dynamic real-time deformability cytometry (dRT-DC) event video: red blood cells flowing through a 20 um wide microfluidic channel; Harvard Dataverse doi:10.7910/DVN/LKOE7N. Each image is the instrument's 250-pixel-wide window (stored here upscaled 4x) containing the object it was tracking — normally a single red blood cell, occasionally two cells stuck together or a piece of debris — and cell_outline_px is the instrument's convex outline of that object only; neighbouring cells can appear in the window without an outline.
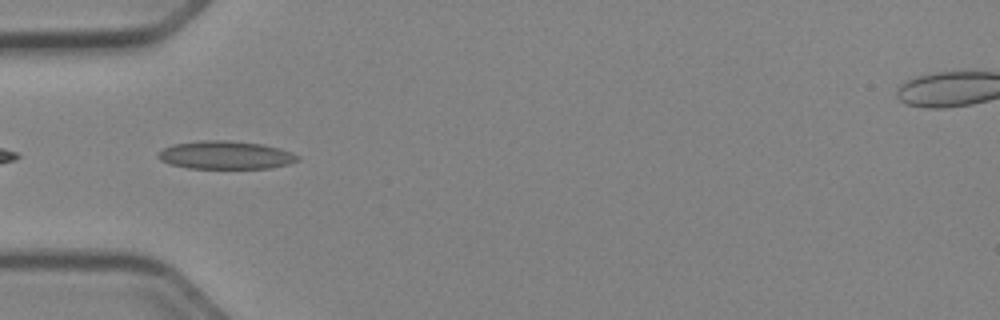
{"species": "Egyptian fruit bat (a non-hibernating species)", "species_latin": "Rousettus aegyptiacus", "temperature_condition": "cold", "stored_images_in_passage": 5, "camera_frame_rate_fps": 3000, "um_per_image_px": 0.085, "animal": {"sex": "female"}, "frame": {"image": 1, "passage_image": 2, "time_ms": 0.333, "image_size_px": [1000, 320], "cell_outline_px": [[300, 160], [288, 164], [268, 168], [188, 168], [172, 164], [160, 160], [156, 156], [156, 152], [172, 144], [200, 140], [228, 140], [260, 144], [280, 148], [300, 156]], "centroid_in_image_um": [19.15, 13.17], "position_along_channel_um": 65.9, "area_um2": 22.89}}